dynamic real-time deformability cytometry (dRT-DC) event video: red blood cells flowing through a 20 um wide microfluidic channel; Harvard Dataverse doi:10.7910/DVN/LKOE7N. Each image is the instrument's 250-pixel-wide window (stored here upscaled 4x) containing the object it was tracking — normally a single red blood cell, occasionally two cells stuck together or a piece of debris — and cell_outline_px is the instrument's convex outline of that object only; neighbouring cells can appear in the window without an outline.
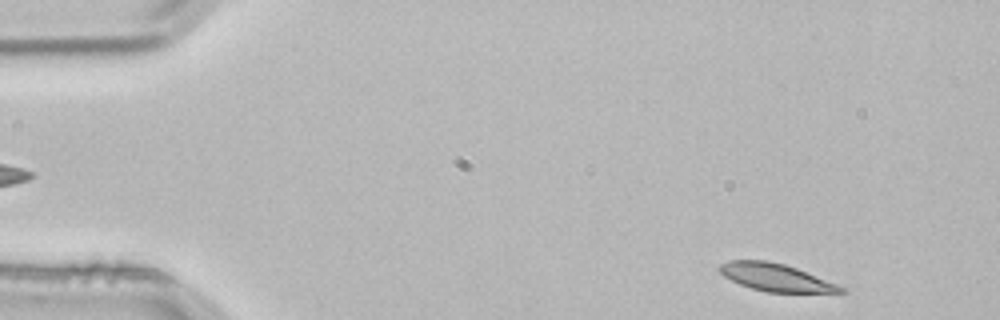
{"species": "common noctule bat (a hibernating species)", "species_latin": "Nyctalus noctula", "temperature_condition": "room temperature", "stored_images_in_passage": 4, "segment_of_instrument_passage": [2, 2], "camera_frame_rate_fps": 3000, "um_per_image_px": 0.085, "animal": {"sex": "male", "body_mass_g": 21.5, "forearm_length_mm": 52.0}, "frame": {"image": 1, "passage_image": 4, "time_ms": 1.0, "image_size_px": [1000, 320], "cell_outline_px": [[848, 292], [768, 292], [752, 288], [740, 284], [724, 276], [720, 272], [720, 264], [728, 260], [768, 260], [784, 264], [796, 268], [848, 288]], "centroid_in_image_um": [65.97, 23.57], "position_along_channel_um": 19.0, "area_um2": 19.31}}